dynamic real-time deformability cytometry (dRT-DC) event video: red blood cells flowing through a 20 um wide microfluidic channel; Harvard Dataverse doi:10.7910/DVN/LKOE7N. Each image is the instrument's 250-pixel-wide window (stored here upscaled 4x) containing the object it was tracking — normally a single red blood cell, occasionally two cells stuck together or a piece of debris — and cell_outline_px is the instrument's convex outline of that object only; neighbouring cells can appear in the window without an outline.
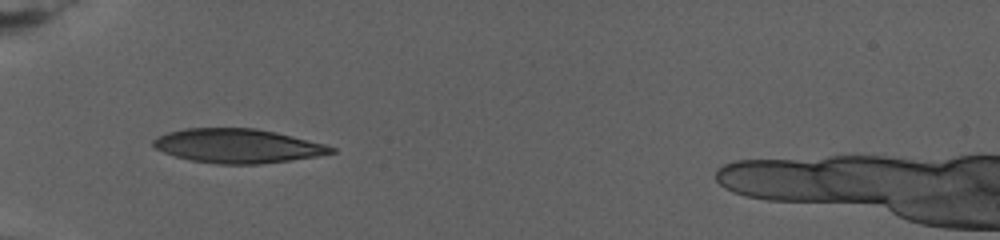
{"species": "human", "species_latin": "Homo sapiens", "temperature_condition": "warm", "stored_images_in_passage": 52, "camera_frame_rate_fps": 3000, "um_per_image_px": 0.085, "donor": {"sex": "female"}, "frame": {"image": 1, "passage_image": 1, "time_ms": 0.0, "image_size_px": [1000, 240], "cell_outline_px": [[336, 152], [316, 156], [292, 160], [260, 164], [216, 164], [192, 160], [176, 156], [164, 152], [156, 148], [152, 144], [152, 140], [156, 136], [168, 132], [184, 128], [256, 128], [276, 132], [324, 144], [336, 148]], "centroid_in_image_um": [20.18, 12.4], "position_along_channel_um": 64.8, "area_um2": 35.32}}
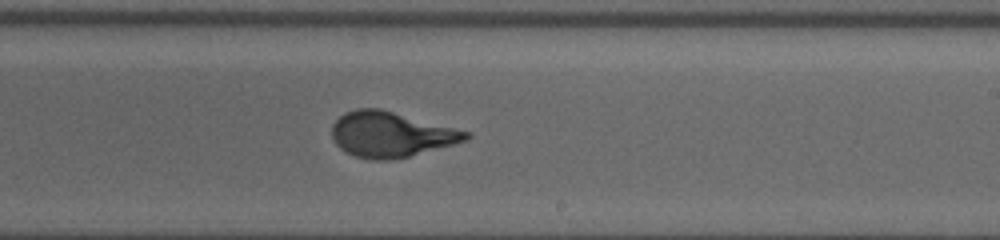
{"frame": {"image": 2, "passage_image": 23, "time_ms": 7.333, "image_size_px": [1000, 240], "cell_outline_px": [[472, 136], [468, 140], [408, 156], [392, 160], [372, 160], [356, 156], [340, 148], [336, 144], [332, 136], [332, 124], [344, 112], [356, 108], [380, 108], [472, 132]], "centroid_in_image_um": [33.24, 11.41], "position_along_channel_um": 255.8, "area_um2": 35.37}}
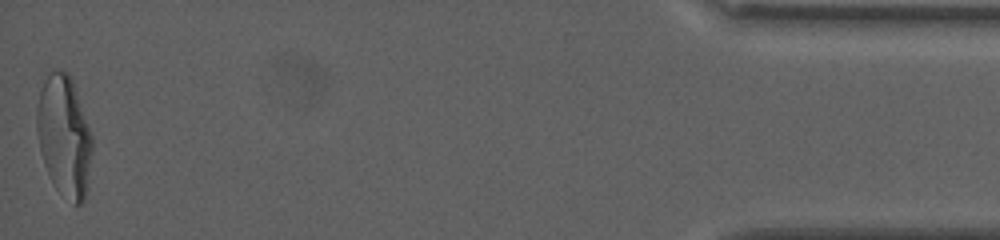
{"frame": {"image": 3, "passage_image": 51, "time_ms": 16.667, "image_size_px": [1000, 240], "cell_outline_px": [[92, 152], [84, 200], [80, 204], [72, 204], [56, 188], [44, 164], [40, 152], [36, 128], [36, 108], [40, 92], [44, 80], [56, 68], [68, 72], [72, 76], [92, 136]], "centroid_in_image_um": [5.45, 11.52], "position_along_channel_um": 429.8, "area_um2": 39.02}, "authors_computed_cell_mechanics": {"area_um2": 35.4314, "velocity_mm_per_s": 2.7041, "shape_relaxation_time_tau1_ms": 5.6337, "shape_relaxation_time_tau2_ms": null, "deformation_change_tau1": 0.2561, "deformation_change_tau2": null}}